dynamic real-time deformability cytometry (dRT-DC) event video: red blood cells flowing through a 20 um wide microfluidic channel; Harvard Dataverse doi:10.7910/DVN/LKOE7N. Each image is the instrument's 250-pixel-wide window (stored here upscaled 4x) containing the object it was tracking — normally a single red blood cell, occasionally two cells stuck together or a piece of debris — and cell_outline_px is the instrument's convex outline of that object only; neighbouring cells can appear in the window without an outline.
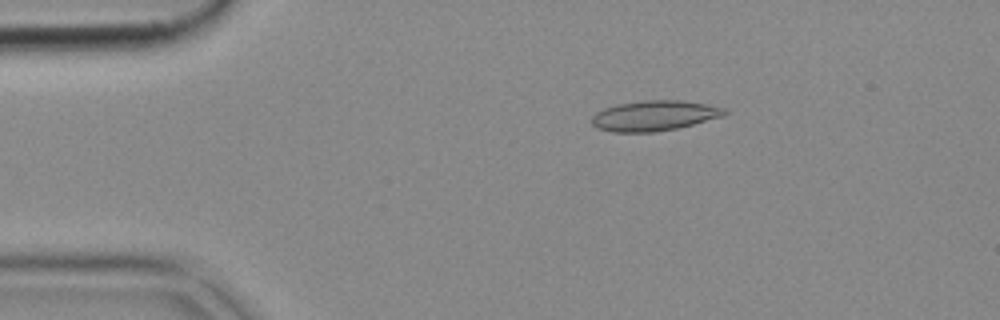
{"species": "common noctule bat (a hibernating species)", "species_latin": "Nyctalus noctula", "temperature_condition": "cold", "stored_images_in_passage": 50, "camera_frame_rate_fps": 3000, "um_per_image_px": 0.085, "animal": {"sex": "female", "body_mass_g": 18.4}, "frame": {"image": 1, "passage_image": 8, "time_ms": 2.333, "image_size_px": [1000, 320], "cell_outline_px": [[728, 112], [724, 116], [676, 128], [652, 132], [612, 132], [596, 128], [592, 124], [592, 116], [596, 112], [604, 108], [616, 104], [644, 100], [680, 100], [708, 104], [728, 108]], "centroid_in_image_um": [55.62, 9.82], "position_along_channel_um": 29.4, "area_um2": 23.52}}
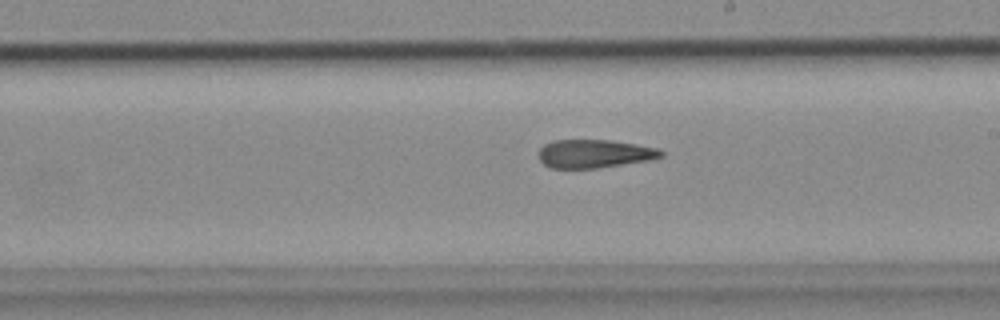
{"frame": {"image": 2, "passage_image": 28, "time_ms": 9.0, "image_size_px": [1000, 320], "cell_outline_px": [[664, 156], [648, 160], [596, 168], [548, 168], [540, 160], [540, 148], [544, 144], [552, 140], [608, 140], [636, 144], [660, 148], [664, 152]], "centroid_in_image_um": [50.53, 13.06], "position_along_channel_um": 238.5, "area_um2": 20.17}}
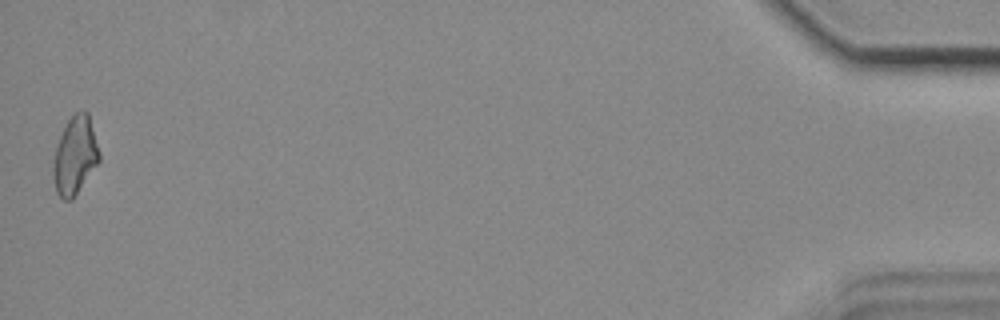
{"frame": {"image": 3, "passage_image": 50, "time_ms": 16.333, "image_size_px": [1000, 320], "cell_outline_px": [[100, 160], [72, 200], [64, 200], [56, 192], [52, 172], [52, 168], [56, 144], [68, 120], [76, 112], [88, 112], [100, 152]], "centroid_in_image_um": [6.37, 13.24], "position_along_channel_um": 428.8, "area_um2": 20.75}}